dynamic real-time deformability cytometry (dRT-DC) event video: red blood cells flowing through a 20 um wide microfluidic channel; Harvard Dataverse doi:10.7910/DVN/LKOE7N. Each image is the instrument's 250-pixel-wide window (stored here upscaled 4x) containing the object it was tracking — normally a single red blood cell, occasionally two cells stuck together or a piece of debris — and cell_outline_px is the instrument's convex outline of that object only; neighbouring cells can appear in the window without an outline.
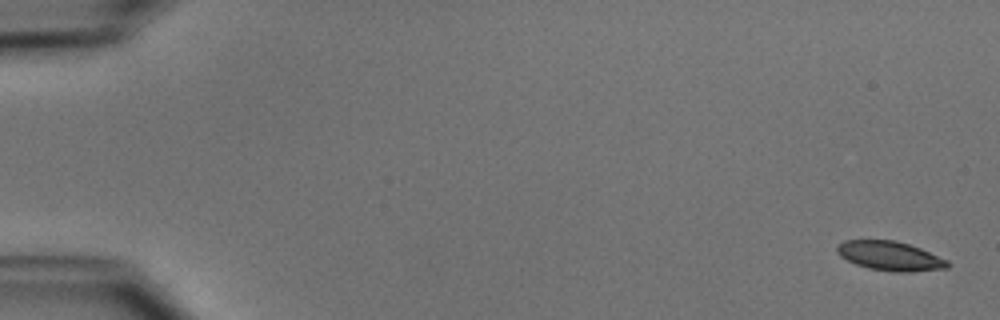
{"species": "common noctule bat (a hibernating species)", "species_latin": "Nyctalus noctula", "temperature_condition": "cold", "stored_images_in_passage": 4, "camera_frame_rate_fps": 3000, "um_per_image_px": 0.085, "animal": {"sex": "male", "body_mass_g": 15.6}, "frame": {"image": 1, "passage_image": 1, "time_ms": 0.0, "image_size_px": [1000, 320], "cell_outline_px": [[948, 268], [912, 272], [892, 272], [868, 268], [856, 264], [840, 256], [836, 252], [836, 244], [844, 240], [896, 240], [920, 248], [948, 260]], "centroid_in_image_um": [75.63, 21.75], "position_along_channel_um": 9.4, "area_um2": 18.96}}